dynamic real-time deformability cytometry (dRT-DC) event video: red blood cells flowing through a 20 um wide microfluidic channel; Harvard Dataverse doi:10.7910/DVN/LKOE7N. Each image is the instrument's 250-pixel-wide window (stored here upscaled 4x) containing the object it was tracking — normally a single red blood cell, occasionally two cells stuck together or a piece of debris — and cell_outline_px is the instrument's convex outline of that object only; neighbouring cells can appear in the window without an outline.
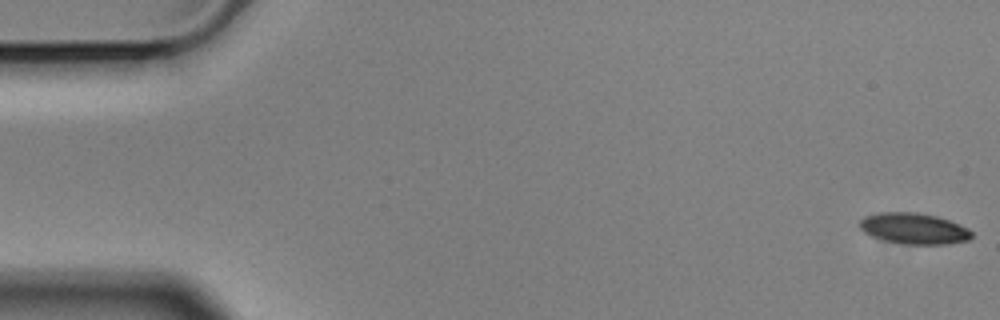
{"species": "Egyptian fruit bat (a non-hibernating species)", "species_latin": "Rousettus aegyptiacus", "temperature_condition": "cold", "stored_images_in_passage": 57, "camera_frame_rate_fps": 3000, "um_per_image_px": 0.085, "animal": {"sex": "male"}, "frame": {"image": 1, "passage_image": 1, "time_ms": 0.0, "image_size_px": [1000, 320], "cell_outline_px": [[972, 236], [968, 240], [948, 244], [908, 244], [884, 240], [872, 236], [864, 232], [860, 228], [860, 220], [864, 216], [876, 212], [916, 212], [936, 216], [948, 220], [968, 228], [972, 232]], "centroid_in_image_um": [77.66, 19.41], "position_along_channel_um": 7.3, "area_um2": 20.17}}
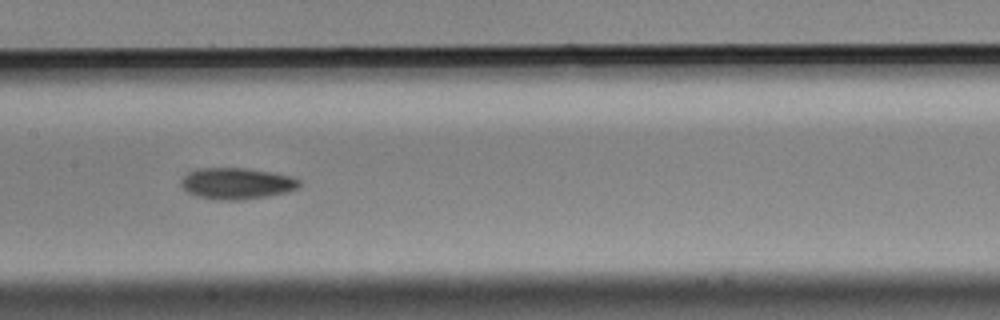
{"frame": {"image": 2, "passage_image": 28, "time_ms": 9.0, "image_size_px": [1000, 320], "cell_outline_px": [[300, 184], [296, 188], [288, 192], [240, 200], [220, 200], [196, 196], [188, 192], [180, 184], [180, 180], [188, 172], [196, 168], [248, 168], [272, 172], [292, 176], [300, 180]], "centroid_in_image_um": [20.1, 15.58], "position_along_channel_um": 187.3, "area_um2": 21.62}}
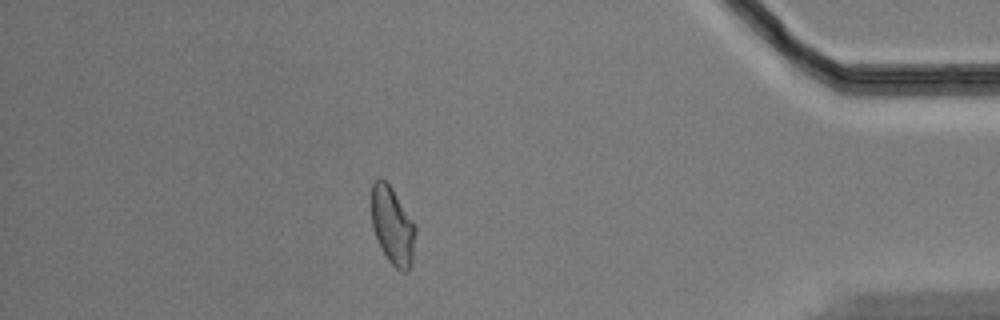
{"frame": {"image": 3, "passage_image": 50, "time_ms": 16.333, "image_size_px": [1000, 320], "cell_outline_px": [[416, 232], [412, 264], [408, 272], [400, 272], [388, 260], [372, 228], [372, 184], [376, 180], [384, 180], [392, 188], [416, 224]], "centroid_in_image_um": [33.4, 19.23], "position_along_channel_um": 401.8, "area_um2": 19.88}, "authors_computed_cell_mechanics": {"area_um2": 20.519, "velocity_mm_per_s": 3.5054, "shape_relaxation_time_tau1_ms": 10.8112, "shape_relaxation_time_tau2_ms": 4.9706, "deformation_change_tau1": 0.1802, "deformation_change_tau2": 0.096}}